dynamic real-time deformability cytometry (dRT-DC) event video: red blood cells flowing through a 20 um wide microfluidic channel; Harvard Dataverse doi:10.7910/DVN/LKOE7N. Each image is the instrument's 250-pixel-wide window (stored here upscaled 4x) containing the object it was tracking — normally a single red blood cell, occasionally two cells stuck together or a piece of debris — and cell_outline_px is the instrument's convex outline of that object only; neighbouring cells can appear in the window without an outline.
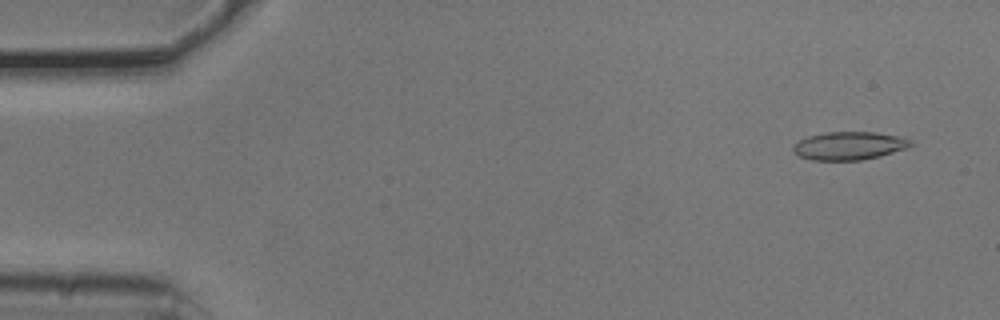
{"species": "common noctule bat (a hibernating species)", "species_latin": "Nyctalus noctula", "temperature_condition": "cold", "stored_images_in_passage": 3, "camera_frame_rate_fps": 3000, "um_per_image_px": 0.085, "animal": {"sex": "male", "body_mass_g": 20.5, "forearm_length_mm": 52.5}, "frame": {"image": 1, "passage_image": 1, "time_ms": 0.0, "image_size_px": [1000, 320], "cell_outline_px": [[916, 144], [908, 148], [880, 156], [864, 160], [812, 160], [800, 156], [792, 148], [792, 144], [808, 136], [828, 132], [876, 132], [896, 136], [912, 140]], "centroid_in_image_um": [72.22, 12.39], "position_along_channel_um": 12.8, "area_um2": 19.31}}